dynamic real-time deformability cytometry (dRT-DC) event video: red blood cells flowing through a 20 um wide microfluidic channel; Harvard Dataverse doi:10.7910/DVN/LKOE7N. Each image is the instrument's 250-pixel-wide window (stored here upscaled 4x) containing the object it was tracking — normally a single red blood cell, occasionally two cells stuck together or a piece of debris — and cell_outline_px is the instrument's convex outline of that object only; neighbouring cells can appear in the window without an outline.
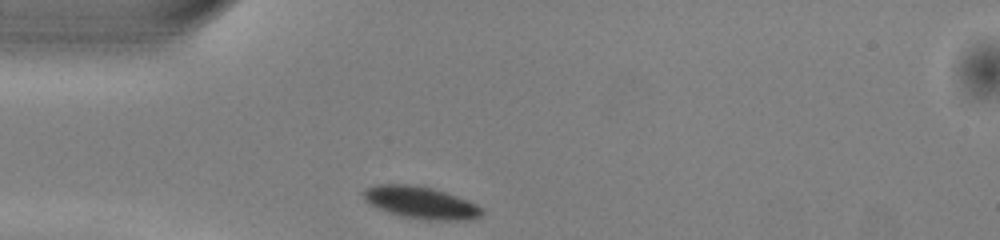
{"species": "common noctule bat (a hibernating species)", "species_latin": "Nyctalus noctula", "temperature_condition": "warm", "stored_images_in_passage": 37, "camera_frame_rate_fps": 3000, "um_per_image_px": 0.085, "animal": {"sex": "male", "body_mass_g": 13.0, "forearm_length_mm": 53.1}, "frame": {"image": 1, "passage_image": 1, "time_ms": 0.0, "image_size_px": [1000, 240], "cell_outline_px": [[484, 216], [472, 220], [428, 220], [400, 216], [376, 208], [364, 200], [364, 188], [376, 184], [408, 184], [428, 188], [444, 192], [456, 196], [476, 204], [484, 208]], "centroid_in_image_um": [35.78, 17.24], "position_along_channel_um": 49.2, "area_um2": 22.25}}
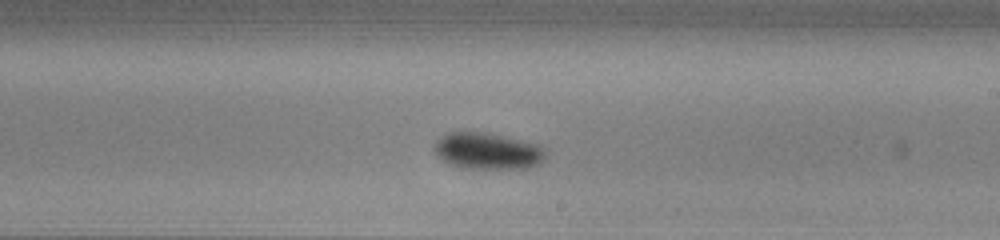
{"frame": {"image": 2, "passage_image": 17, "time_ms": 5.333, "image_size_px": [1000, 240], "cell_outline_px": [[544, 160], [540, 164], [528, 168], [464, 168], [448, 164], [436, 156], [432, 148], [436, 140], [448, 132], [488, 132], [536, 144], [544, 148]], "centroid_in_image_um": [41.39, 12.84], "position_along_channel_um": 247.6, "area_um2": 23.81}}
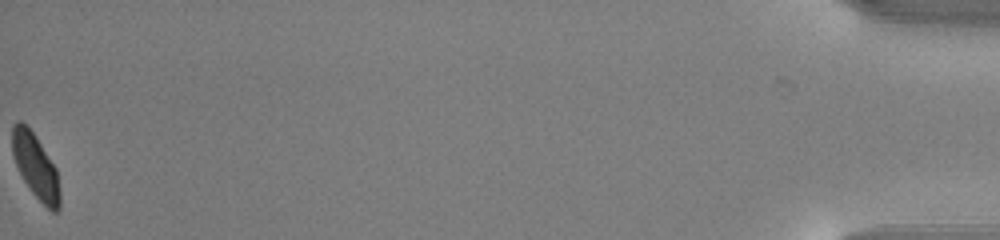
{"frame": {"image": 3, "passage_image": 37, "time_ms": 12.0, "image_size_px": [1000, 240], "cell_outline_px": [[60, 208], [56, 212], [52, 212], [28, 188], [12, 156], [12, 124], [16, 120], [20, 120], [28, 124], [36, 136], [56, 168], [60, 188]], "centroid_in_image_um": [3.02, 14.09], "position_along_channel_um": 432.2, "area_um2": 18.09}, "authors_computed_cell_mechanics": {"area_um2": 22.253, "velocity_mm_per_s": 3.9628, "shape_relaxation_time_tau1_ms": 1.3174, "shape_relaxation_time_tau2_ms": null, "deformation_change_tau1": 0.049, "deformation_change_tau2": null}}